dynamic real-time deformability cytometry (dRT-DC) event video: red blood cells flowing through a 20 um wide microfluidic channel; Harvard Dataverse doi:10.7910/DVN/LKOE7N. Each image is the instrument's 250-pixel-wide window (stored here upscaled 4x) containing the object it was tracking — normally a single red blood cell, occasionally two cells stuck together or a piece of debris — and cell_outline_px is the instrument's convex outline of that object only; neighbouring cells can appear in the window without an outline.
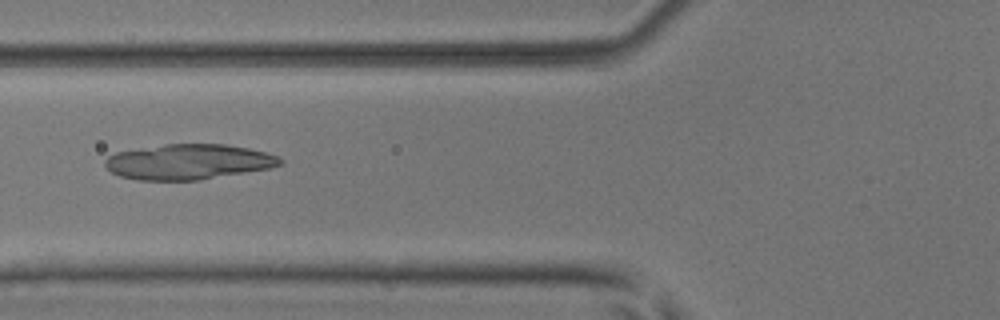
{"species": "common noctule bat (a hibernating species)", "species_latin": "Nyctalus noctula", "temperature_condition": "room temperature", "stored_images_in_passage": 50, "camera_frame_rate_fps": 3000, "um_per_image_px": 0.085, "animal": {"sex": "male", "body_mass_g": 17.9, "forearm_length_mm": 54.2}, "frame": {"image": 1, "passage_image": 18, "time_ms": 5.667, "image_size_px": [1000, 320], "cell_outline_px": [[284, 160], [280, 164], [268, 168], [200, 180], [140, 180], [120, 176], [112, 172], [104, 164], [104, 160], [108, 156], [116, 152], [164, 144], [228, 144], [248, 148], [280, 156]], "centroid_in_image_um": [16.01, 13.75], "position_along_channel_um": 109.8, "area_um2": 35.89}}
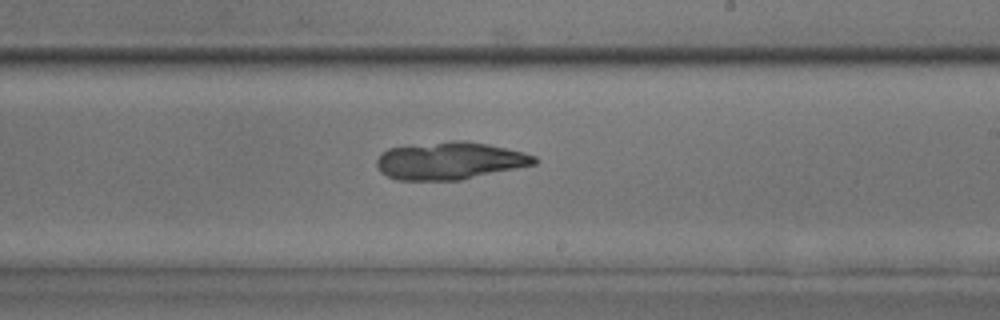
{"frame": {"image": 2, "passage_image": 29, "time_ms": 9.333, "image_size_px": [1000, 320], "cell_outline_px": [[540, 160], [536, 164], [460, 180], [396, 180], [380, 172], [376, 164], [376, 160], [388, 148], [452, 140], [464, 140], [488, 144], [524, 152], [536, 156]], "centroid_in_image_um": [38.26, 13.66], "position_along_channel_um": 250.7, "area_um2": 34.45}}
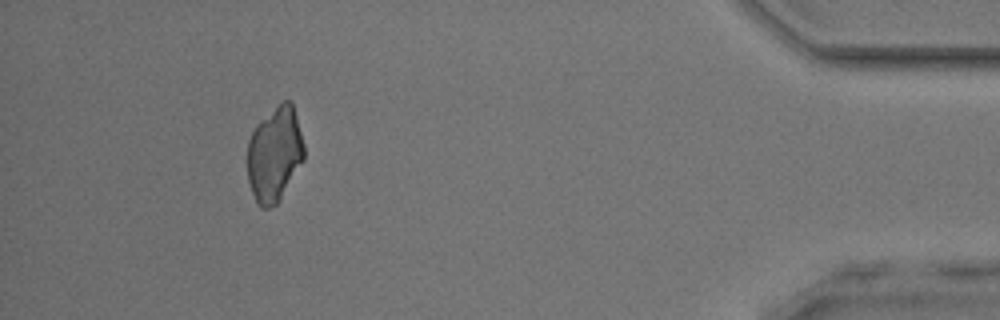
{"frame": {"image": 3, "passage_image": 46, "time_ms": 15.0, "image_size_px": [1000, 320], "cell_outline_px": [[304, 160], [280, 200], [276, 204], [268, 208], [260, 208], [252, 192], [248, 180], [248, 140], [256, 124], [260, 120], [284, 100], [292, 100], [304, 144]], "centroid_in_image_um": [23.35, 13.11], "position_along_channel_um": 411.9, "area_um2": 31.33}}